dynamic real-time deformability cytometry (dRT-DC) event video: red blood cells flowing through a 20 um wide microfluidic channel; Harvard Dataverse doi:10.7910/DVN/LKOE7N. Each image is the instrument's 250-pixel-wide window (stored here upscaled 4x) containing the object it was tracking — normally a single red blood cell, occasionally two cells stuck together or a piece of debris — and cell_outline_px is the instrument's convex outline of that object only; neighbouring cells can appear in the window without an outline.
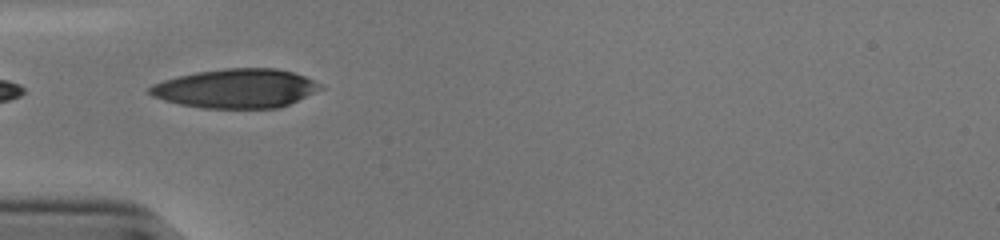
{"species": "human", "species_latin": "Homo sapiens", "temperature_condition": "cold", "stored_images_in_passage": 4, "camera_frame_rate_fps": 3000, "um_per_image_px": 0.085, "donor": {"sex": "male"}, "frame": {"image": 1, "passage_image": 1, "time_ms": 0.0, "image_size_px": [1000, 240], "cell_outline_px": [[324, 88], [280, 108], [204, 108], [180, 104], [164, 100], [152, 96], [148, 92], [148, 88], [152, 84], [176, 76], [196, 72], [224, 68], [276, 68], [292, 72], [304, 76], [324, 84]], "centroid_in_image_um": [20.07, 7.51], "position_along_channel_um": 64.9, "area_um2": 39.02}}